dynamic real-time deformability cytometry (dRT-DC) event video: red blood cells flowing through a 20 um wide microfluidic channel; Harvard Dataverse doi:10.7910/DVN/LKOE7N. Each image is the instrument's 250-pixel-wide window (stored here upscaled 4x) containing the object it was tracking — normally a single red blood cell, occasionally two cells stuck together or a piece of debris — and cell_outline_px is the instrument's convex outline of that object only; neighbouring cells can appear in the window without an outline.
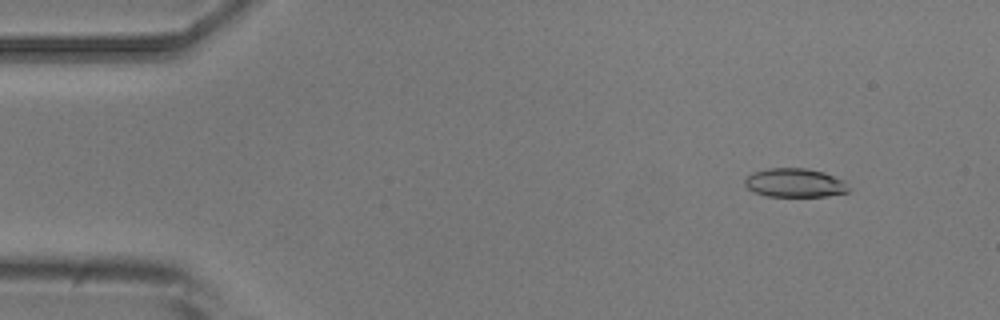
{"species": "common noctule bat (a hibernating species)", "species_latin": "Nyctalus noctula", "temperature_condition": "room temperature", "stored_images_in_passage": 5, "camera_frame_rate_fps": 3000, "um_per_image_px": 0.085, "animal": {"sex": "male", "body_mass_g": 20.5, "forearm_length_mm": 52.5}, "frame": {"image": 1, "passage_image": 2, "time_ms": 1.333, "image_size_px": [1000, 320], "cell_outline_px": [[852, 188], [848, 192], [824, 196], [768, 196], [756, 192], [748, 188], [744, 184], [744, 180], [752, 172], [768, 168], [804, 168], [824, 172], [844, 180]], "centroid_in_image_um": [67.59, 15.53], "position_along_channel_um": 17.4, "area_um2": 17.46}}
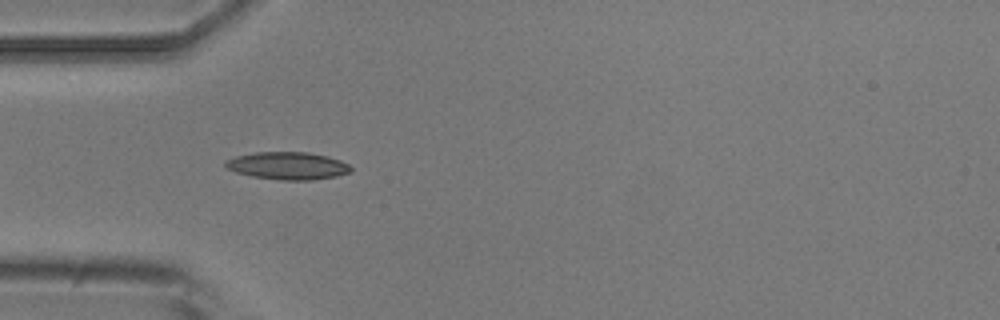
{"frame": {"image": 2, "passage_image": 5, "time_ms": 5.0, "image_size_px": [1000, 320], "cell_outline_px": [[352, 172], [336, 176], [312, 180], [280, 180], [252, 176], [236, 172], [228, 168], [224, 164], [228, 160], [236, 156], [256, 152], [308, 152], [328, 156], [340, 160], [348, 164], [352, 168]], "centroid_in_image_um": [24.5, 14.09], "position_along_channel_um": 60.5, "area_um2": 20.06}}